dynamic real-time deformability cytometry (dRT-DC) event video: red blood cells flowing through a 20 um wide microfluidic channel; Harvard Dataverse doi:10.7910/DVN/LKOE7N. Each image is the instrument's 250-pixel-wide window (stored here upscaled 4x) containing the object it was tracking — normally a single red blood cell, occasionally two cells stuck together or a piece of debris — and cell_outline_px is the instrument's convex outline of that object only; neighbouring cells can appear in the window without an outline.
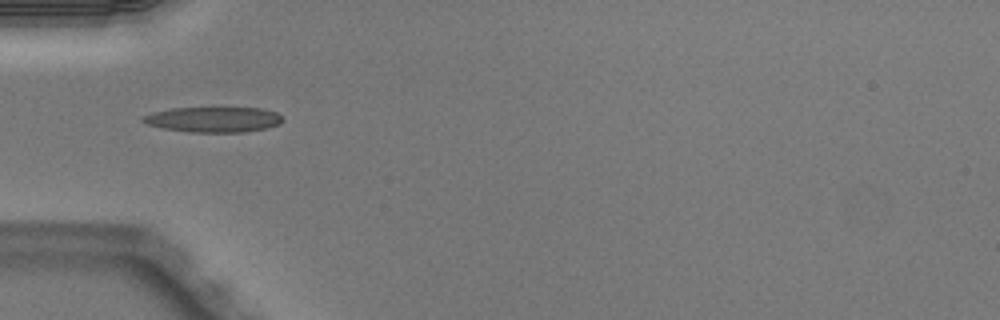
{"species": "Egyptian fruit bat (a non-hibernating species)", "species_latin": "Rousettus aegyptiacus", "temperature_condition": "warm", "stored_images_in_passage": 34, "camera_frame_rate_fps": 3000, "um_per_image_px": 0.085, "animal": {"sex": "male"}, "frame": {"image": 1, "passage_image": 1, "time_ms": 0.0, "image_size_px": [1000, 320], "cell_outline_px": [[284, 120], [280, 124], [268, 128], [244, 132], [188, 132], [164, 128], [148, 124], [140, 120], [140, 116], [152, 112], [172, 108], [260, 108], [276, 112]], "centroid_in_image_um": [18.14, 10.16], "position_along_channel_um": 66.9, "area_um2": 20.69}}
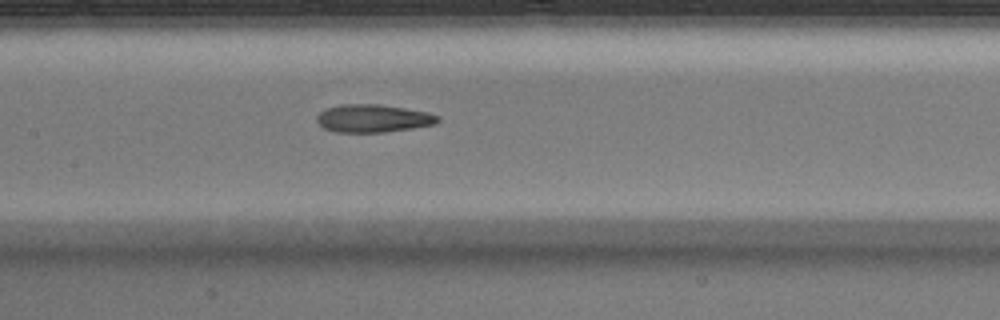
{"frame": {"image": 2, "passage_image": 9, "time_ms": 2.667, "image_size_px": [1000, 320], "cell_outline_px": [[440, 120], [436, 124], [412, 128], [384, 132], [332, 132], [324, 128], [316, 120], [316, 116], [320, 112], [328, 108], [340, 104], [380, 104], [428, 112], [440, 116]], "centroid_in_image_um": [31.72, 10.06], "position_along_channel_um": 175.7, "area_um2": 19.71}}
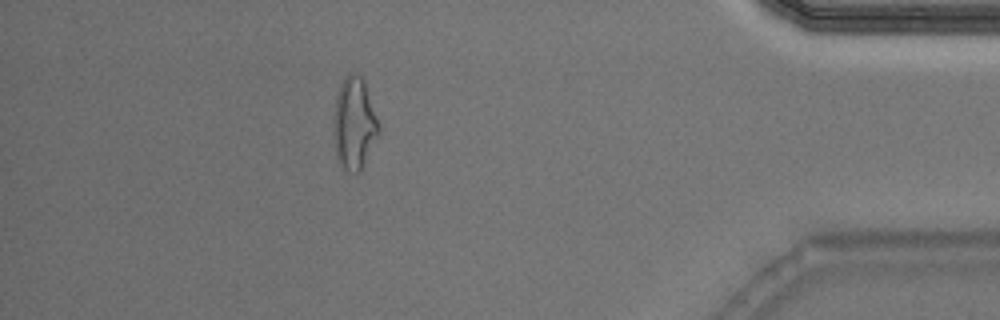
{"frame": {"image": 3, "passage_image": 29, "time_ms": 9.333, "image_size_px": [1000, 320], "cell_outline_px": [[380, 132], [360, 172], [356, 172], [344, 168], [340, 164], [336, 156], [332, 132], [336, 96], [340, 84], [344, 76], [348, 72], [356, 72], [364, 80], [380, 124]], "centroid_in_image_um": [30.1, 10.46], "position_along_channel_um": 405.1, "area_um2": 24.57}, "authors_computed_cell_mechanics": {"area_um2": 20.1433, "velocity_mm_per_s": 4.0706, "shape_relaxation_time_tau1_ms": 7.0345, "shape_relaxation_time_tau2_ms": 2.7627, "deformation_change_tau1": 0.2254, "deformation_change_tau2": 0.1212}}